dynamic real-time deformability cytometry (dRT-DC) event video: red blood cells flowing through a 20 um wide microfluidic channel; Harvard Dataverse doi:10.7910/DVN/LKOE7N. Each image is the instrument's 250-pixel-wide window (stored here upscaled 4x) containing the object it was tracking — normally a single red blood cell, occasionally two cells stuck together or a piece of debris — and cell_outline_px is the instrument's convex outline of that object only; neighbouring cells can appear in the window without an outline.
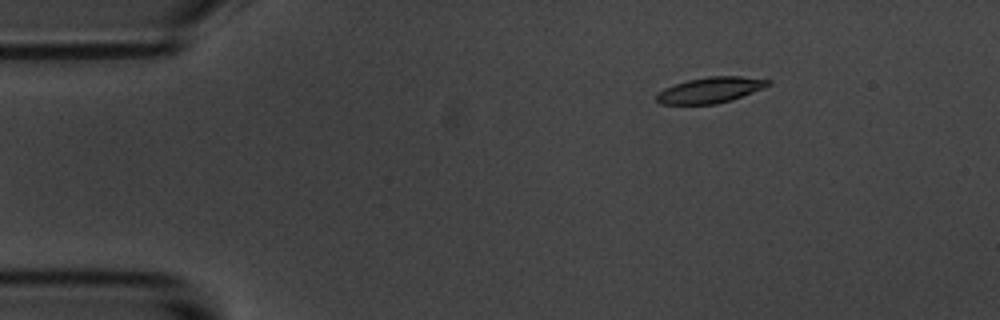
{"species": "common noctule bat (a hibernating species)", "species_latin": "Nyctalus noctula", "temperature_condition": "room temperature", "stored_images_in_passage": 8, "camera_frame_rate_fps": 3000, "um_per_image_px": 0.085, "animal": {"sex": "male", "body_mass_g": 20.1, "forearm_length_mm": 53.5}, "frame": {"image": 1, "passage_image": 3, "time_ms": 2.333, "image_size_px": [1000, 320], "cell_outline_px": [[772, 84], [764, 88], [732, 100], [716, 104], [660, 104], [656, 100], [656, 92], [664, 88], [688, 80], [708, 76], [740, 76], [772, 80]], "centroid_in_image_um": [60.39, 7.65], "position_along_channel_um": 24.6, "area_um2": 16.88}}
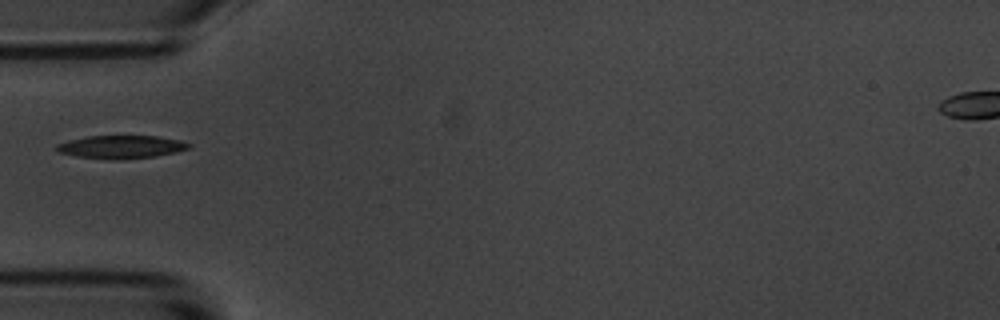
{"frame": {"image": 2, "passage_image": 6, "time_ms": 5.667, "image_size_px": [1000, 320], "cell_outline_px": [[192, 144], [188, 148], [176, 152], [156, 156], [120, 160], [112, 160], [76, 156], [60, 152], [52, 148], [56, 144], [68, 140], [88, 136], [156, 136], [180, 140]], "centroid_in_image_um": [10.26, 12.49], "position_along_channel_um": 74.7, "area_um2": 17.86}}
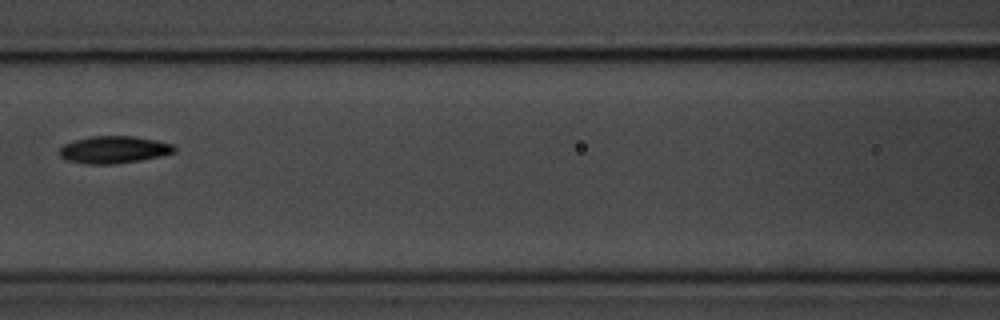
{"frame": {"image": 3, "passage_image": 8, "time_ms": 8.0, "image_size_px": [1000, 320], "cell_outline_px": [[176, 152], [160, 156], [140, 160], [112, 164], [84, 164], [68, 160], [60, 156], [60, 148], [64, 144], [72, 140], [92, 136], [132, 136], [172, 144], [176, 148]], "centroid_in_image_um": [9.65, 12.72], "position_along_channel_um": 157.0, "area_um2": 18.09}}